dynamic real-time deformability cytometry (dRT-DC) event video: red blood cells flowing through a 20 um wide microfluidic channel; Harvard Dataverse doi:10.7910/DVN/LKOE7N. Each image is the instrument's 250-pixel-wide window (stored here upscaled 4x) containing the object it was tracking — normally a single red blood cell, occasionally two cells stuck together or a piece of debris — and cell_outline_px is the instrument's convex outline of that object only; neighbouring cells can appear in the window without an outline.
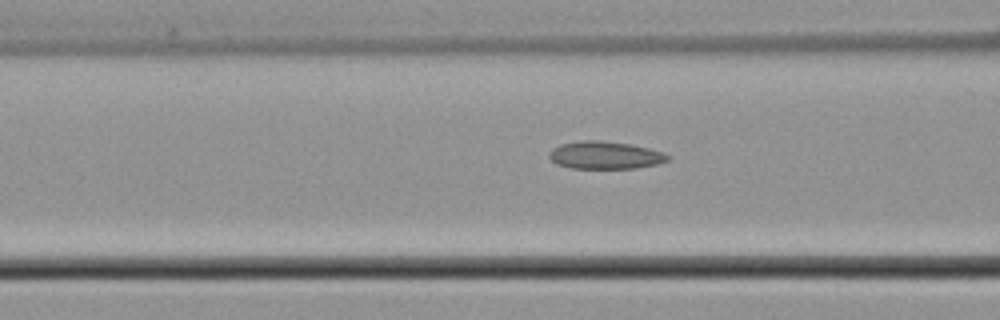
{"species": "common noctule bat (a hibernating species)", "species_latin": "Nyctalus noctula", "temperature_condition": "cold", "stored_images_in_passage": 21, "camera_frame_rate_fps": 3000, "um_per_image_px": 0.085, "animal": {"sex": "male", "body_mass_g": 21.5, "forearm_length_mm": 52.0}, "frame": {"image": 1, "passage_image": 12, "time_ms": 3.667, "image_size_px": [1000, 320], "cell_outline_px": [[668, 160], [656, 164], [636, 168], [572, 168], [556, 164], [548, 156], [552, 148], [560, 144], [580, 140], [600, 140], [628, 144], [648, 148], [664, 152], [668, 156]], "centroid_in_image_um": [51.39, 13.18], "position_along_channel_um": 115.2, "area_um2": 18.96}}